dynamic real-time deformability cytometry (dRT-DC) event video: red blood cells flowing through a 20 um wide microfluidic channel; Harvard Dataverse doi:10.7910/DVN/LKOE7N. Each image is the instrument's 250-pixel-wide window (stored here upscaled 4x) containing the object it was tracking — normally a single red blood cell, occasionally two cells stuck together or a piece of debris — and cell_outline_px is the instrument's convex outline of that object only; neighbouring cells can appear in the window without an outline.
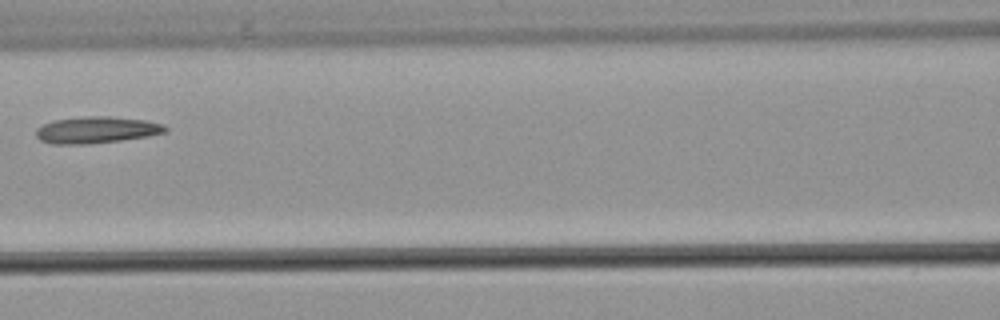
{"species": "common noctule bat (a hibernating species)", "species_latin": "Nyctalus noctula", "temperature_condition": "warm", "stored_images_in_passage": 6, "camera_frame_rate_fps": 3000, "um_per_image_px": 0.085, "animal": {"sex": "male", "body_mass_g": 21.5, "forearm_length_mm": 52.0}, "frame": {"image": 1, "passage_image": 6, "time_ms": 6.333, "image_size_px": [1000, 320], "cell_outline_px": [[168, 132], [148, 136], [120, 140], [88, 144], [52, 144], [40, 140], [36, 136], [36, 128], [52, 120], [84, 116], [108, 116], [144, 120], [164, 124], [168, 128]], "centroid_in_image_um": [8.2, 11.04], "position_along_channel_um": 158.4, "area_um2": 20.17}}